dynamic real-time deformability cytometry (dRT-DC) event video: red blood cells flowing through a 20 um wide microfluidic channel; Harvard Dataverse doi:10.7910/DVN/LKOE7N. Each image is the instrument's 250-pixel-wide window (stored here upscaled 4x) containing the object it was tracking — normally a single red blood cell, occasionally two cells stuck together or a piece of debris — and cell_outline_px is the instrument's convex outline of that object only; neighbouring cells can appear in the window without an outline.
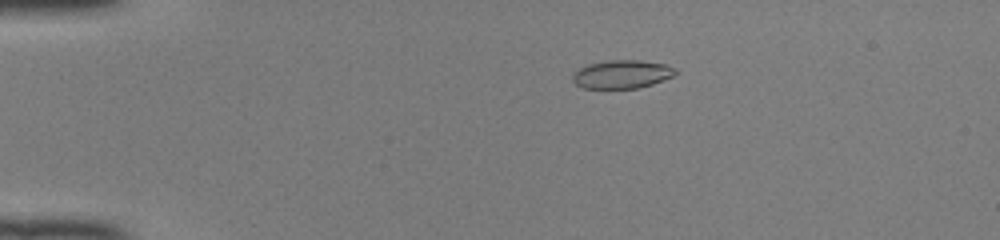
{"species": "common noctule bat (a hibernating species)", "species_latin": "Nyctalus noctula", "temperature_condition": "room temperature", "stored_images_in_passage": 50, "camera_frame_rate_fps": 3000, "um_per_image_px": 0.085, "animal": {"sex": "female", "body_mass_g": 22.0, "forearm_length_mm": 56.7}, "frame": {"image": 1, "passage_image": 11, "time_ms": 3.333, "image_size_px": [1000, 240], "cell_outline_px": [[676, 72], [672, 76], [652, 84], [636, 88], [584, 88], [576, 84], [572, 80], [572, 72], [588, 64], [608, 60], [640, 60], [668, 64], [676, 68]], "centroid_in_image_um": [52.85, 6.3], "position_along_channel_um": 32.1, "area_um2": 16.99}}
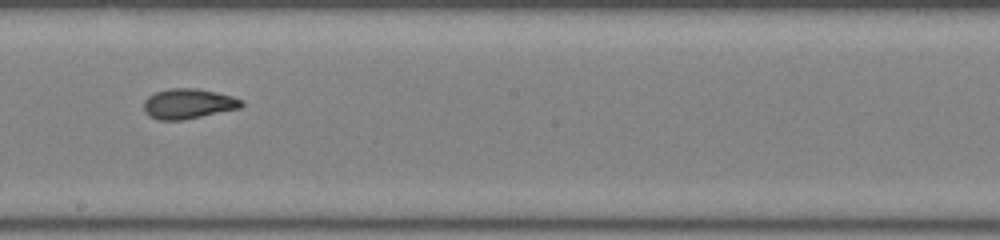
{"frame": {"image": 2, "passage_image": 30, "time_ms": 9.667, "image_size_px": [1000, 240], "cell_outline_px": [[244, 104], [240, 108], [180, 120], [156, 120], [148, 116], [144, 112], [144, 100], [148, 96], [156, 92], [168, 88], [196, 88], [216, 92], [232, 96], [244, 100]], "centroid_in_image_um": [15.98, 8.81], "position_along_channel_um": 232.2, "area_um2": 17.17}}
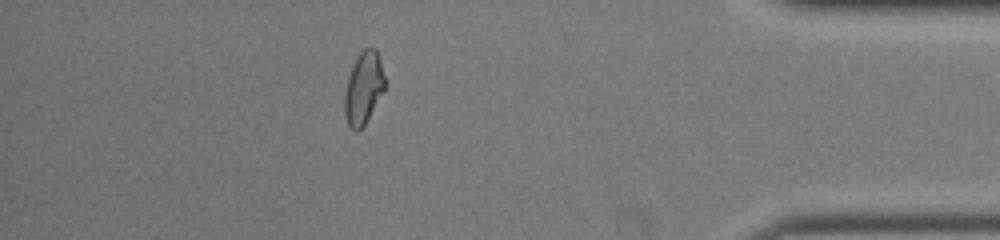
{"frame": {"image": 3, "passage_image": 45, "time_ms": 14.667, "image_size_px": [1000, 240], "cell_outline_px": [[384, 92], [364, 124], [356, 132], [348, 124], [344, 116], [344, 92], [348, 76], [356, 56], [364, 48], [376, 48], [380, 60], [384, 76]], "centroid_in_image_um": [30.88, 7.47], "position_along_channel_um": 404.3, "area_um2": 16.94}, "authors_computed_cell_mechanics": {"area_um2": 17.2244, "velocity_mm_per_s": 4.1284, "shape_relaxation_time_tau1_ms": 11.1876, "shape_relaxation_time_tau2_ms": 1.4083, "deformation_change_tau1": 0.2456, "deformation_change_tau2": 0.0575}}